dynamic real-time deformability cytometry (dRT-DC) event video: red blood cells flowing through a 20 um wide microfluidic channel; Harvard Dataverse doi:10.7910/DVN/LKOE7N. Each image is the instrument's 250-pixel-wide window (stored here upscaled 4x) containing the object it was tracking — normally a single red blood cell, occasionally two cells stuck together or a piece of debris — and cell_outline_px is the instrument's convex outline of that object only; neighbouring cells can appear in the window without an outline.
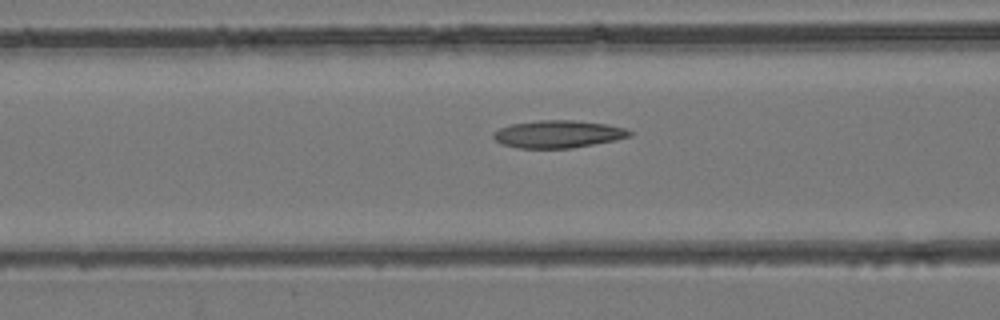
{"species": "common noctule bat (a hibernating species)", "species_latin": "Nyctalus noctula", "temperature_condition": "room temperature", "stored_images_in_passage": 41, "camera_frame_rate_fps": 3000, "um_per_image_px": 0.085, "animal": {"sex": "female", "body_mass_g": 24.6, "forearm_length_mm": 56.2}, "frame": {"image": 1, "passage_image": 15, "time_ms": 4.667, "image_size_px": [1000, 320], "cell_outline_px": [[632, 136], [572, 148], [520, 148], [500, 144], [492, 136], [492, 132], [500, 128], [512, 124], [540, 120], [572, 120], [604, 124], [624, 128], [632, 132]], "centroid_in_image_um": [47.38, 11.4], "position_along_channel_um": 119.2, "area_um2": 21.56}}
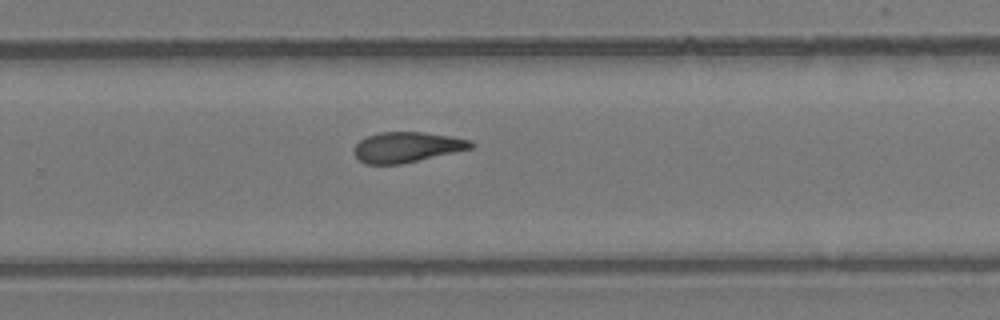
{"frame": {"image": 2, "passage_image": 26, "time_ms": 8.333, "image_size_px": [1000, 320], "cell_outline_px": [[476, 144], [472, 148], [400, 164], [364, 164], [352, 152], [356, 144], [360, 140], [368, 136], [380, 132], [424, 132], [452, 136], [468, 140]], "centroid_in_image_um": [34.56, 12.5], "position_along_channel_um": 295.2, "area_um2": 20.52}}
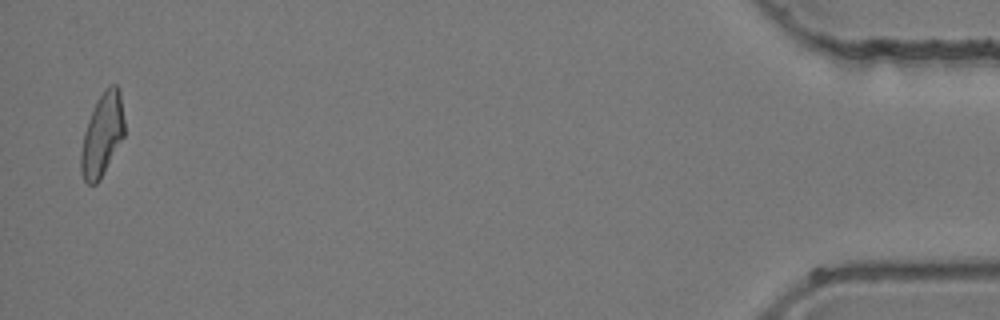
{"frame": {"image": 3, "passage_image": 40, "time_ms": 13.0, "image_size_px": [1000, 320], "cell_outline_px": [[124, 136], [100, 180], [96, 184], [88, 184], [84, 180], [80, 172], [80, 152], [84, 132], [88, 120], [104, 88], [112, 84], [116, 84], [120, 88], [124, 120]], "centroid_in_image_um": [8.69, 11.47], "position_along_channel_um": 426.5, "area_um2": 20.98}}